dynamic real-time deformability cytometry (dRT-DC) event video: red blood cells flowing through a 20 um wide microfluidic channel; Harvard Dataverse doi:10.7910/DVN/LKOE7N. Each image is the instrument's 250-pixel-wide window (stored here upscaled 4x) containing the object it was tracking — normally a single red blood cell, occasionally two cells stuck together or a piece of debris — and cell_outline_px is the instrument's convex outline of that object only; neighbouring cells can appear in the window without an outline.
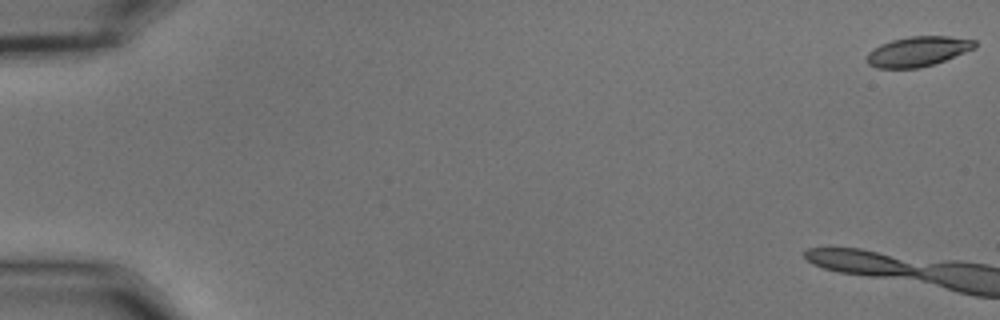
{"species": "common noctule bat (a hibernating species)", "species_latin": "Nyctalus noctula", "temperature_condition": "cold", "stored_images_in_passage": 9, "camera_frame_rate_fps": 3000, "um_per_image_px": 0.085, "animal": {"sex": "male", "body_mass_g": 15.6}, "frame": {"image": 1, "passage_image": 1, "time_ms": 0.0, "image_size_px": [1000, 320], "cell_outline_px": [[976, 48], [944, 60], [920, 68], [876, 68], [868, 64], [864, 60], [868, 52], [880, 44], [892, 40], [908, 36], [948, 36], [976, 40]], "centroid_in_image_um": [77.98, 4.37], "position_along_channel_um": 7.0, "area_um2": 18.9}}